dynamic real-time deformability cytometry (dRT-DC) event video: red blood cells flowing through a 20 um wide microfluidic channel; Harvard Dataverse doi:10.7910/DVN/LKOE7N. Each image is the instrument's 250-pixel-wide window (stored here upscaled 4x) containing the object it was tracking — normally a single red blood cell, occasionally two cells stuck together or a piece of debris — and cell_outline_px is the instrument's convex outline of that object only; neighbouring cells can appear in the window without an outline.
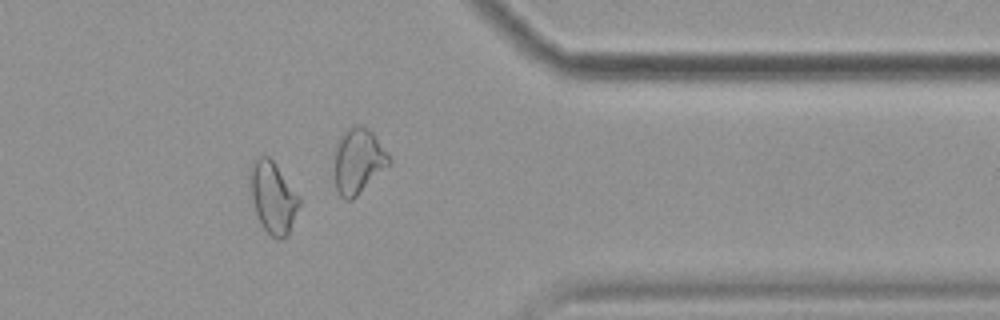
{"species": "common noctule bat (a hibernating species)", "species_latin": "Nyctalus noctula", "temperature_condition": "cold", "stored_images_in_passage": 15, "camera_frame_rate_fps": 3000, "um_per_image_px": 0.085, "animal": {"sex": "female", "body_mass_g": 19.9}, "frame": {"image": 1, "passage_image": 13, "time_ms": 4.0, "image_size_px": [1000, 320], "cell_outline_px": [[300, 204], [288, 236], [280, 240], [276, 240], [260, 224], [256, 212], [252, 196], [252, 164], [260, 156], [268, 156], [272, 160], [300, 196]], "centroid_in_image_um": [23.26, 16.85], "position_along_channel_um": 388.1, "area_um2": 19.94}}